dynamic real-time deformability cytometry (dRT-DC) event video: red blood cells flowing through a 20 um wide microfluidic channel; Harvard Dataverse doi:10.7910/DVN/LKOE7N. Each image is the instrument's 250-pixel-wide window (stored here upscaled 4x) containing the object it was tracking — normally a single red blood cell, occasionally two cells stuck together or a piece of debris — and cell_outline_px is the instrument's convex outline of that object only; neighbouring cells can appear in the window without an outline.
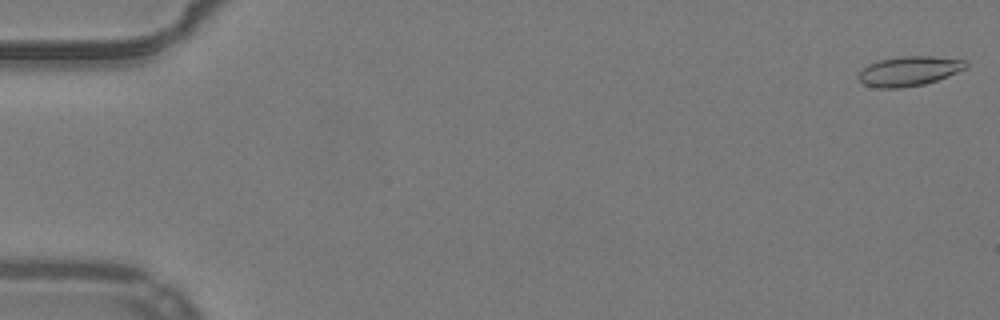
{"species": "common noctule bat (a hibernating species)", "species_latin": "Nyctalus noctula", "temperature_condition": "warm", "stored_images_in_passage": 19, "camera_frame_rate_fps": 3000, "um_per_image_px": 0.085, "animal": {"sex": "male", "body_mass_g": 19.2, "forearm_length_mm": 51.8}, "frame": {"image": 1, "passage_image": 1, "time_ms": 0.0, "image_size_px": [1000, 320], "cell_outline_px": [[968, 68], [936, 80], [924, 84], [900, 88], [876, 88], [864, 84], [860, 80], [860, 72], [868, 64], [880, 60], [900, 56], [932, 56], [964, 60], [968, 64]], "centroid_in_image_um": [77.29, 6.04], "position_along_channel_um": 7.7, "area_um2": 18.38}}
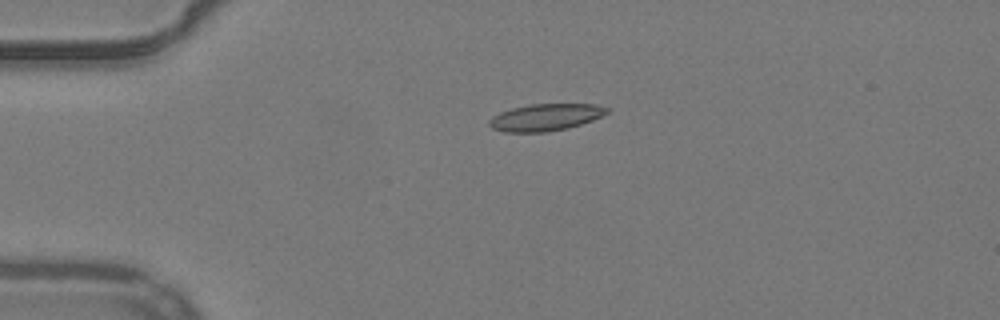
{"frame": {"image": 2, "passage_image": 13, "time_ms": 4.0, "image_size_px": [1000, 320], "cell_outline_px": [[608, 112], [592, 120], [568, 128], [548, 132], [504, 132], [492, 128], [488, 124], [488, 120], [492, 116], [500, 112], [512, 108], [532, 104], [596, 104], [608, 108]], "centroid_in_image_um": [46.33, 9.97], "position_along_channel_um": 38.7, "area_um2": 18.44}}